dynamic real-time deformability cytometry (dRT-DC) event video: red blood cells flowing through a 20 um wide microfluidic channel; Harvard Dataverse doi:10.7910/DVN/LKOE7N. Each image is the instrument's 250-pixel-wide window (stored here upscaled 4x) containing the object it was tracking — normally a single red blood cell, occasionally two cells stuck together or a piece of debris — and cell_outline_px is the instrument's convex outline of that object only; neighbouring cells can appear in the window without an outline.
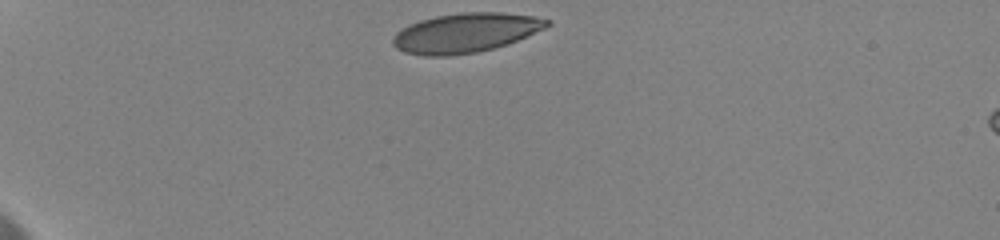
{"species": "human", "species_latin": "Homo sapiens", "temperature_condition": "cold", "stored_images_in_passage": 5, "camera_frame_rate_fps": 3000, "um_per_image_px": 0.085, "donor": {"sex": "female"}, "frame": {"image": 1, "passage_image": 1, "time_ms": 0.0, "image_size_px": [1000, 240], "cell_outline_px": [[552, 24], [544, 28], [516, 40], [492, 48], [476, 52], [448, 56], [424, 56], [404, 52], [396, 48], [392, 44], [392, 40], [396, 32], [408, 24], [420, 20], [436, 16], [460, 12], [500, 12], [532, 16], [552, 20]], "centroid_in_image_um": [39.52, 2.78], "position_along_channel_um": 45.5, "area_um2": 35.26}}